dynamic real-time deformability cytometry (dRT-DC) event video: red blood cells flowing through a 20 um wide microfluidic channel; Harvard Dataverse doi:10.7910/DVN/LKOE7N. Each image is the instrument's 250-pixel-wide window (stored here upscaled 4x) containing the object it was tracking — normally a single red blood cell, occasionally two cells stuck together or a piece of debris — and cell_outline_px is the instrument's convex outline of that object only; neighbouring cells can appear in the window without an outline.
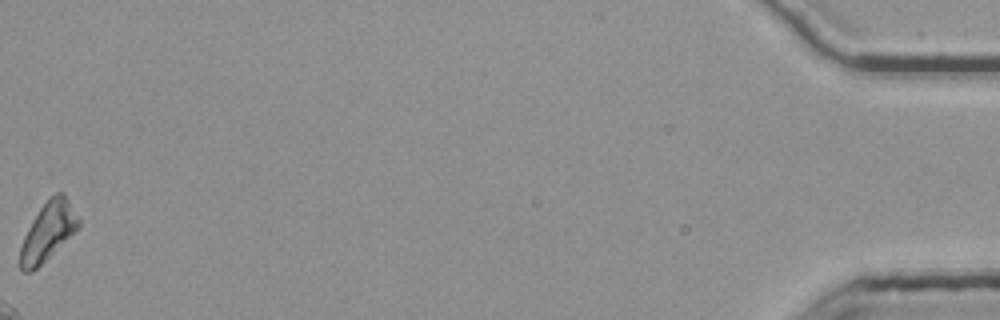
{"species": "common noctule bat (a hibernating species)", "species_latin": "Nyctalus noctula", "temperature_condition": "room temperature", "stored_images_in_passage": 45, "camera_frame_rate_fps": 3000, "um_per_image_px": 0.085, "animal": {"sex": "female", "body_mass_g": 25.1}, "frame": {"image": 1, "passage_image": 45, "time_ms": 14.667, "image_size_px": [1000, 320], "cell_outline_px": [[80, 228], [32, 272], [20, 272], [20, 248], [24, 236], [32, 220], [48, 196], [56, 192], [64, 192], [80, 220]], "centroid_in_image_um": [4.09, 19.65], "position_along_channel_um": 431.1, "area_um2": 19.94}, "authors_computed_cell_mechanics": {"area_um2": 18.8428, "velocity_mm_per_s": 3.7308, "shape_relaxation_time_tau1_ms": 4.4136, "shape_relaxation_time_tau2_ms": 4.3102, "deformation_change_tau1": 0.0965, "deformation_change_tau2": 0.1079}}